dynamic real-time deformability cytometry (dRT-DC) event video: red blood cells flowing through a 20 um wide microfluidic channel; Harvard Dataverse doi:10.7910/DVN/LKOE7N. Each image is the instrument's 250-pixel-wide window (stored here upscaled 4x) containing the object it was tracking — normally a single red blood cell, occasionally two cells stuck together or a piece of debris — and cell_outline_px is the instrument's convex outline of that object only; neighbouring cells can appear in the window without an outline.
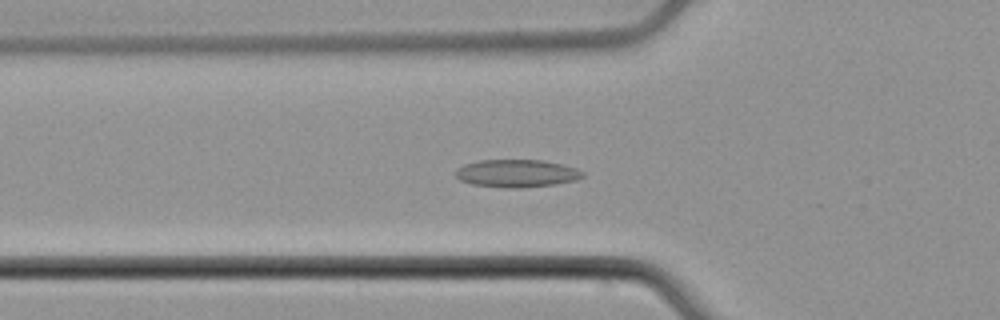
{"species": "common noctule bat (a hibernating species)", "species_latin": "Nyctalus noctula", "temperature_condition": "cold", "stored_images_in_passage": 53, "camera_frame_rate_fps": 3000, "um_per_image_px": 0.085, "animal": {"sex": "male", "body_mass_g": 21.5, "forearm_length_mm": 52.0}, "frame": {"image": 1, "passage_image": 19, "time_ms": 6.0, "image_size_px": [1000, 320], "cell_outline_px": [[584, 176], [576, 180], [556, 184], [524, 188], [504, 188], [472, 184], [460, 180], [456, 176], [456, 172], [464, 164], [480, 160], [544, 160], [576, 168], [584, 172]], "centroid_in_image_um": [43.95, 14.74], "position_along_channel_um": 81.9, "area_um2": 20.52}}
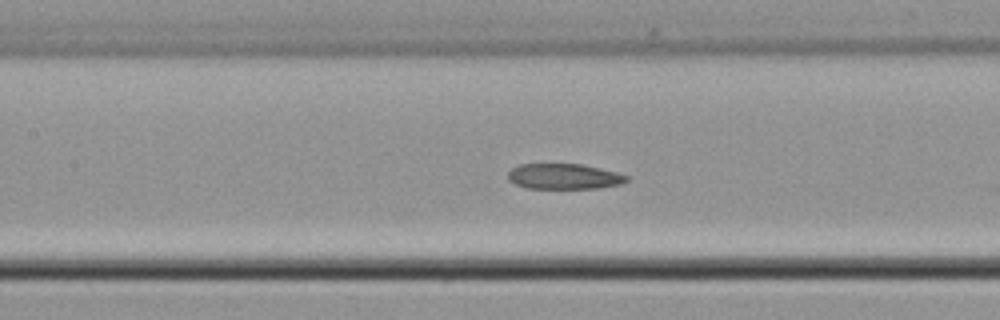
{"frame": {"image": 2, "passage_image": 25, "time_ms": 8.0, "image_size_px": [1000, 320], "cell_outline_px": [[628, 180], [620, 184], [600, 188], [528, 188], [516, 184], [508, 180], [508, 172], [512, 168], [520, 164], [580, 164], [616, 172], [628, 176]], "centroid_in_image_um": [47.92, 15.0], "position_along_channel_um": 159.5, "area_um2": 17.46}}
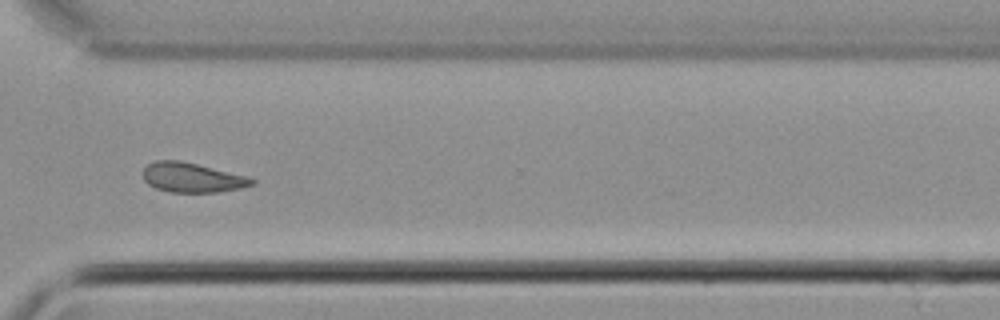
{"frame": {"image": 3, "passage_image": 40, "time_ms": 13.0, "image_size_px": [1000, 320], "cell_outline_px": [[256, 184], [240, 188], [220, 192], [168, 192], [156, 188], [148, 184], [144, 180], [144, 168], [148, 164], [156, 160], [180, 160], [244, 176], [256, 180]], "centroid_in_image_um": [16.31, 15.1], "position_along_channel_um": 354.3, "area_um2": 18.55}}